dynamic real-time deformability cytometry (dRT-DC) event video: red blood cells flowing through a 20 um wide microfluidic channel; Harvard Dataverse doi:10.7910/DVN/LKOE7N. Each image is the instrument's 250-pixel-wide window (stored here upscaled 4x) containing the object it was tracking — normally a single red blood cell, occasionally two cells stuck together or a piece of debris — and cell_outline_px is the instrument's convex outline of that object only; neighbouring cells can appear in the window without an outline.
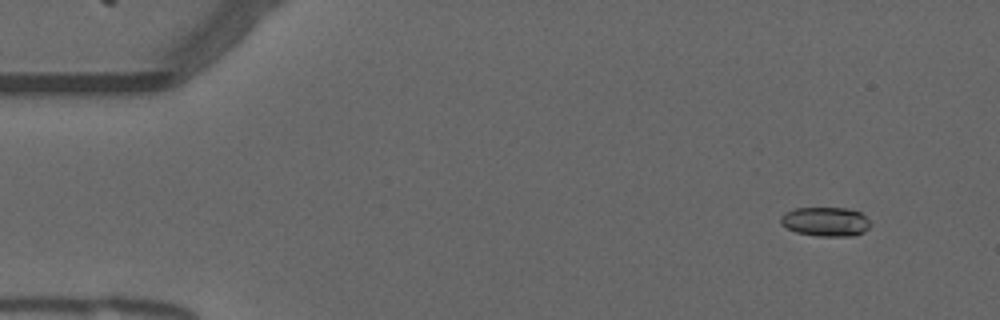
{"species": "common noctule bat (a hibernating species)", "species_latin": "Nyctalus noctula", "temperature_condition": "warm", "stored_images_in_passage": 56, "camera_frame_rate_fps": 3000, "um_per_image_px": 0.085, "animal": {"sex": "male", "forearm_length_mm": 52.5}, "frame": {"image": 1, "passage_image": 5, "time_ms": 1.333, "image_size_px": [1000, 320], "cell_outline_px": [[872, 224], [864, 232], [852, 236], [816, 236], [796, 232], [780, 224], [780, 216], [784, 212], [796, 208], [848, 208], [860, 212]], "centroid_in_image_um": [70.16, 18.84], "position_along_channel_um": 14.8, "area_um2": 15.37}}
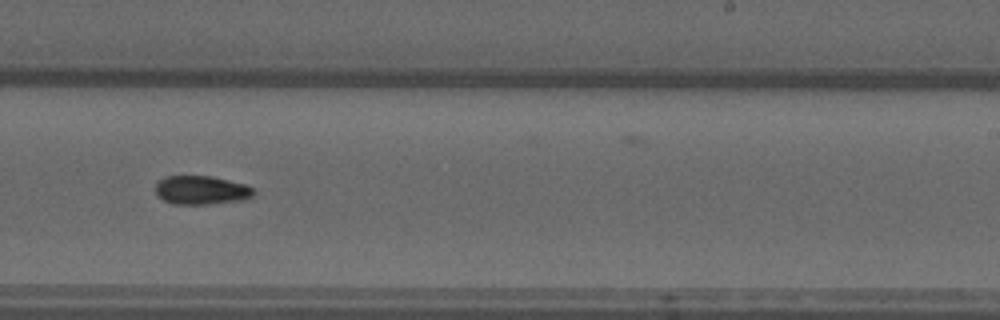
{"frame": {"image": 2, "passage_image": 34, "time_ms": 11.0, "image_size_px": [1000, 320], "cell_outline_px": [[256, 192], [252, 196], [244, 200], [208, 204], [172, 204], [164, 200], [156, 192], [156, 180], [164, 176], [212, 176], [248, 184]], "centroid_in_image_um": [17.13, 16.15], "position_along_channel_um": 271.9, "area_um2": 16.65}}
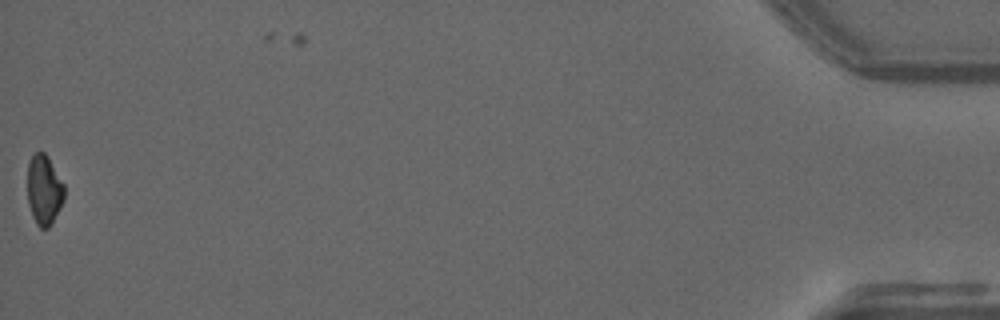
{"frame": {"image": 3, "passage_image": 55, "time_ms": 18.0, "image_size_px": [1000, 320], "cell_outline_px": [[64, 200], [60, 208], [48, 228], [40, 228], [36, 224], [32, 216], [28, 204], [28, 160], [36, 152], [44, 152], [48, 156], [64, 184]], "centroid_in_image_um": [3.74, 16.13], "position_along_channel_um": 431.5, "area_um2": 15.03}, "authors_computed_cell_mechanics": {"area_um2": 15.8372, "velocity_mm_per_s": 3.7707, "shape_relaxation_time_tau1_ms": 7.7343, "shape_relaxation_time_tau2_ms": null, "deformation_change_tau1": 0.1569, "deformation_change_tau2": null}}